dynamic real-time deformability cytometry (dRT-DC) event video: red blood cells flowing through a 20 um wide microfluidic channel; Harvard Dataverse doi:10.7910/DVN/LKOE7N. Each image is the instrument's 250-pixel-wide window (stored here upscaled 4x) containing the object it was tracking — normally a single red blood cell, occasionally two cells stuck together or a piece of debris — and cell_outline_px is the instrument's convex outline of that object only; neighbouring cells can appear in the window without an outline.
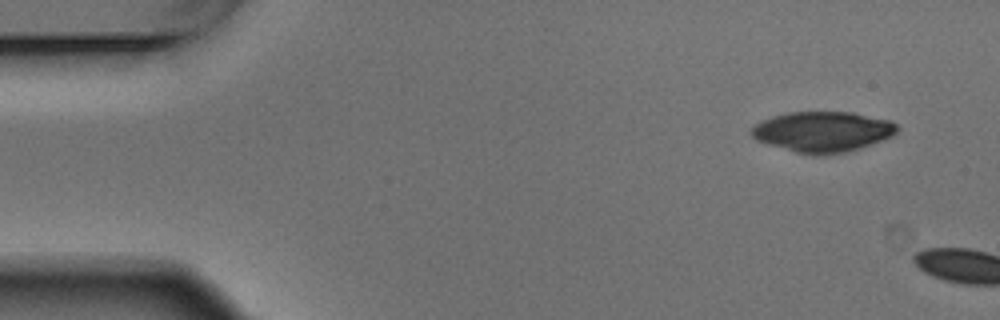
{"species": "Egyptian fruit bat (a non-hibernating species)", "species_latin": "Rousettus aegyptiacus", "temperature_condition": "warm", "stored_images_in_passage": 2, "camera_frame_rate_fps": 3000, "um_per_image_px": 0.085, "animal": {"sex": "male"}, "frame": {"image": 1, "passage_image": 1, "time_ms": 0.0, "image_size_px": [1000, 320], "cell_outline_px": [[900, 128], [892, 136], [844, 152], [812, 156], [796, 152], [768, 144], [756, 140], [752, 136], [752, 128], [756, 124], [772, 116], [788, 112], [852, 112], [888, 120], [896, 124]], "centroid_in_image_um": [69.9, 11.19], "position_along_channel_um": 15.1, "area_um2": 33.87}}